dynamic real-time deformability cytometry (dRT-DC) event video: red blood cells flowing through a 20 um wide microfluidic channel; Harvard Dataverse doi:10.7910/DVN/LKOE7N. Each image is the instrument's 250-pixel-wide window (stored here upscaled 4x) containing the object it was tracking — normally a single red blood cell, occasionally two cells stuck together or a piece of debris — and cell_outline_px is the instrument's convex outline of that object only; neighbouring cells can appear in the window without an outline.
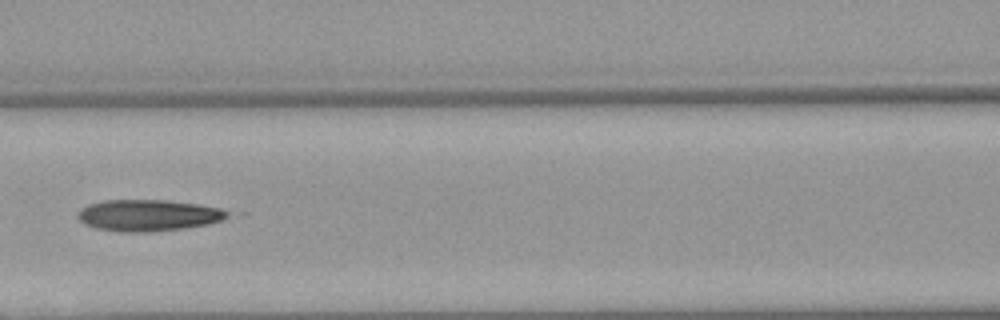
{"species": "Egyptian fruit bat (a non-hibernating species)", "species_latin": "Rousettus aegyptiacus", "temperature_condition": "warm", "stored_images_in_passage": 25, "camera_frame_rate_fps": 3000, "um_per_image_px": 0.085, "animal": {"sex": "female"}, "frame": {"image": 1, "passage_image": 20, "time_ms": 6.333, "image_size_px": [1000, 320], "cell_outline_px": [[228, 216], [220, 220], [208, 224], [184, 228], [152, 232], [120, 232], [96, 228], [84, 224], [76, 216], [76, 212], [80, 208], [88, 204], [104, 200], [164, 200], [200, 204], [220, 208], [228, 212]], "centroid_in_image_um": [12.54, 18.3], "position_along_channel_um": 154.1, "area_um2": 27.57}}
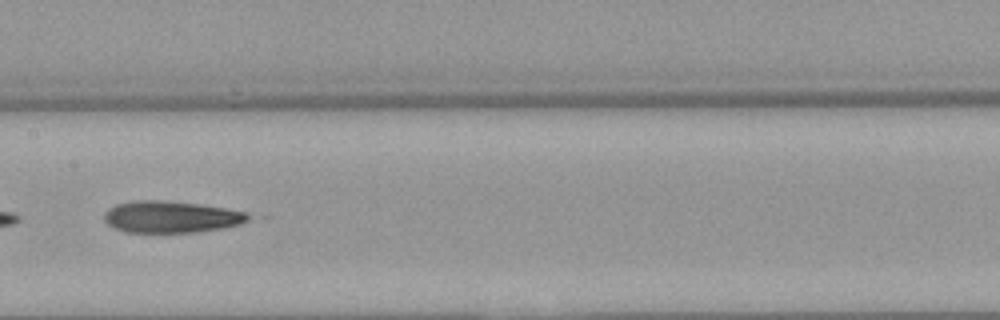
{"frame": {"image": 2, "passage_image": 23, "time_ms": 7.333, "image_size_px": [1000, 320], "cell_outline_px": [[256, 216], [240, 224], [224, 228], [196, 232], [124, 232], [112, 228], [104, 220], [104, 212], [108, 208], [116, 204], [132, 200], [164, 200], [228, 208], [248, 212]], "centroid_in_image_um": [14.56, 18.43], "position_along_channel_um": 192.8, "area_um2": 27.05}}